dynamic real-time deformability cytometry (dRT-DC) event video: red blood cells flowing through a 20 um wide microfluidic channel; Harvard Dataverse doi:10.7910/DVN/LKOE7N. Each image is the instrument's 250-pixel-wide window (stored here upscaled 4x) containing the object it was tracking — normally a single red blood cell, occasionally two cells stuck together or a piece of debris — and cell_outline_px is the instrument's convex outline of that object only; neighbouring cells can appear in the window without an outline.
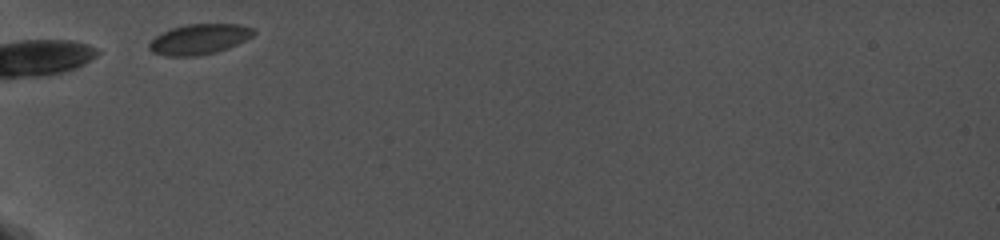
{"species": "common noctule bat (a hibernating species)", "species_latin": "Nyctalus noctula", "temperature_condition": "cold", "stored_images_in_passage": 9, "camera_frame_rate_fps": 5000, "um_per_image_px": 0.085, "animal": {"sex": "female", "body_mass_g": 19.0, "forearm_length_mm": 56.7}, "frame": {"image": 1, "passage_image": 1, "time_ms": 0.0, "image_size_px": [1000, 240], "cell_outline_px": [[256, 32], [252, 36], [228, 48], [216, 52], [196, 56], [168, 56], [152, 52], [148, 48], [148, 44], [156, 36], [172, 28], [188, 24], [240, 24], [256, 28]], "centroid_in_image_um": [16.96, 3.33], "position_along_channel_um": 68.0, "area_um2": 18.38}}